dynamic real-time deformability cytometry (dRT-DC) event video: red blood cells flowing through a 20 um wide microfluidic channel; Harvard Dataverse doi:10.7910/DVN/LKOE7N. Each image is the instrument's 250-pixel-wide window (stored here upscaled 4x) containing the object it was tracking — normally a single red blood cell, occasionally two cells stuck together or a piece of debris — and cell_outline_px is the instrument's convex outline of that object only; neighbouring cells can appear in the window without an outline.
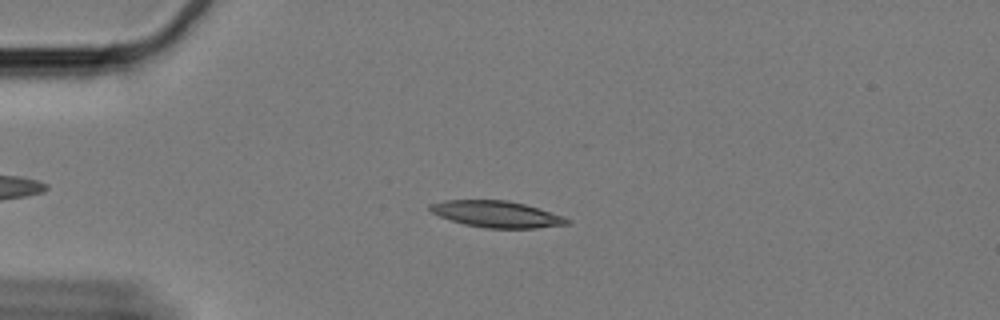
{"species": "Egyptian fruit bat (a non-hibernating species)", "species_latin": "Rousettus aegyptiacus", "temperature_condition": "cold", "stored_images_in_passage": 59, "camera_frame_rate_fps": 3000, "um_per_image_px": 0.085, "animal": {"sex": "female"}, "frame": {"image": 1, "passage_image": 13, "time_ms": 4.0, "image_size_px": [1000, 320], "cell_outline_px": [[572, 220], [568, 224], [536, 228], [484, 228], [464, 224], [440, 216], [432, 212], [428, 208], [428, 204], [444, 200], [508, 200], [524, 204], [564, 216]], "centroid_in_image_um": [42.21, 18.2], "position_along_channel_um": 42.8, "area_um2": 21.1}}
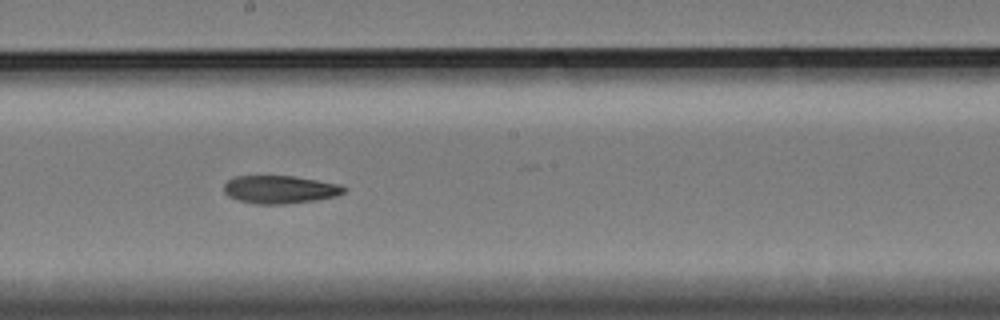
{"frame": {"image": 2, "passage_image": 32, "time_ms": 10.333, "image_size_px": [1000, 320], "cell_outline_px": [[348, 188], [344, 192], [336, 196], [316, 200], [284, 204], [256, 204], [240, 200], [228, 196], [224, 192], [224, 184], [228, 180], [236, 176], [292, 176], [340, 184]], "centroid_in_image_um": [23.81, 16.11], "position_along_channel_um": 224.4, "area_um2": 19.48}}
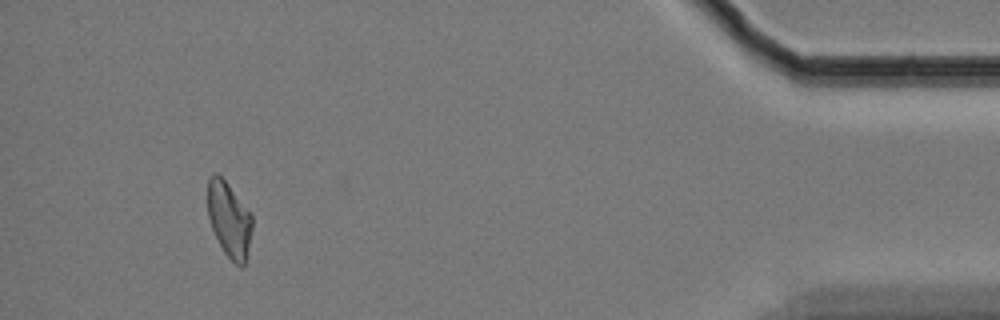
{"frame": {"image": 3, "passage_image": 55, "time_ms": 18.0, "image_size_px": [1000, 320], "cell_outline_px": [[252, 228], [244, 264], [236, 264], [224, 252], [212, 228], [208, 216], [208, 176], [216, 172], [228, 184], [252, 216]], "centroid_in_image_um": [19.45, 18.62], "position_along_channel_um": 415.7, "area_um2": 18.9}, "authors_computed_cell_mechanics": {"area_um2": 20.3456, "velocity_mm_per_s": 3.2803, "shape_relaxation_time_tau1_ms": 10.3987, "shape_relaxation_time_tau2_ms": null, "deformation_change_tau1": 0.2113, "deformation_change_tau2": null}}